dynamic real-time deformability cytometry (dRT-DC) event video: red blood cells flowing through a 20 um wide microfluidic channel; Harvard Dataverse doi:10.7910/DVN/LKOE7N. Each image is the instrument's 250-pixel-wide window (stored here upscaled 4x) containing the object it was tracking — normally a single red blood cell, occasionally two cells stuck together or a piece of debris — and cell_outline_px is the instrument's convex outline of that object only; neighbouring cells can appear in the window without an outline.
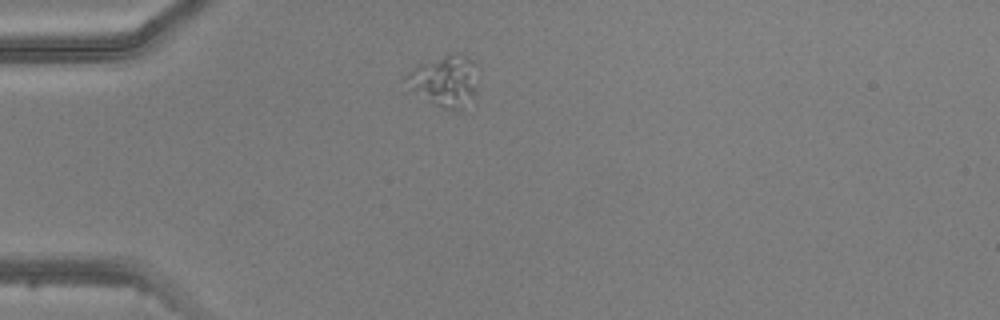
{"species": "common noctule bat (a hibernating species)", "species_latin": "Nyctalus noctula", "temperature_condition": "warm", "stored_images_in_passage": 2, "camera_frame_rate_fps": 3000, "um_per_image_px": 0.085, "animal": {"sex": "male", "body_mass_g": 20.5, "forearm_length_mm": 52.5}, "frame": {"image": 1, "passage_image": 2, "time_ms": 1.0, "image_size_px": [1000, 320], "cell_outline_px": [[480, 76], [476, 88], [472, 96], [456, 112], [432, 104], [400, 80], [412, 68], [420, 64], [444, 56], [464, 56], [472, 60], [476, 64]], "centroid_in_image_um": [37.8, 6.89], "position_along_channel_um": 47.2, "area_um2": 21.15}}